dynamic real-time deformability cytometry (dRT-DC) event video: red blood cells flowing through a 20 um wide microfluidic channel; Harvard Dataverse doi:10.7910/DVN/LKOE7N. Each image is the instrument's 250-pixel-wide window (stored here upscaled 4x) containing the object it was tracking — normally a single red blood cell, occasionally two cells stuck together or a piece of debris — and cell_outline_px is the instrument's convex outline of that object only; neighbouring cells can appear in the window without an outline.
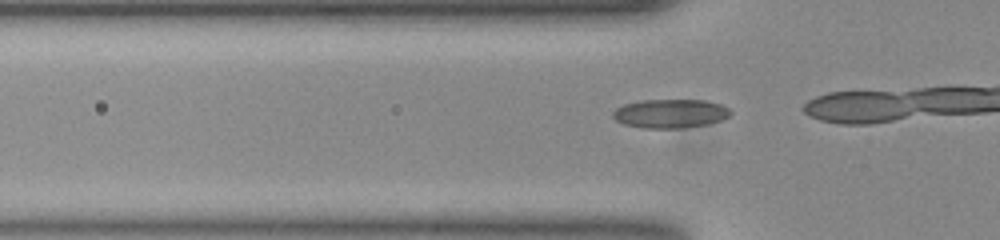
{"species": "common noctule bat (a hibernating species)", "species_latin": "Nyctalus noctula", "temperature_condition": "room temperature", "stored_images_in_passage": 14, "camera_frame_rate_fps": 3000, "um_per_image_px": 0.085, "animal": {"sex": "female", "body_mass_g": 23.0, "forearm_length_mm": 53.4}, "frame": {"image": 1, "passage_image": 11, "time_ms": 3.333, "image_size_px": [1000, 240], "cell_outline_px": [[732, 112], [728, 116], [720, 120], [708, 124], [684, 128], [644, 128], [624, 124], [616, 120], [612, 116], [612, 112], [616, 108], [624, 104], [640, 100], [704, 100], [720, 104], [728, 108]], "centroid_in_image_um": [56.95, 9.65], "position_along_channel_um": 68.8, "area_um2": 19.77}}